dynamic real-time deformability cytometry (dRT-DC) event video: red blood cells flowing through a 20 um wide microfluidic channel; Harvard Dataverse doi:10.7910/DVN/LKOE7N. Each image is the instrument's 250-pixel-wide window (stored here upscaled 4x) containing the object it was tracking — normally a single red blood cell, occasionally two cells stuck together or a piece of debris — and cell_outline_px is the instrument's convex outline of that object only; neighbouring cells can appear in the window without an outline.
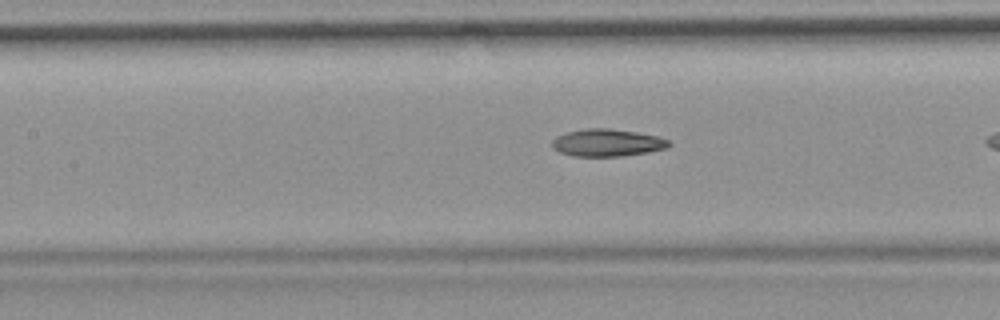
{"species": "common noctule bat (a hibernating species)", "species_latin": "Nyctalus noctula", "temperature_condition": "room temperature", "stored_images_in_passage": 13, "camera_frame_rate_fps": 3000, "um_per_image_px": 0.085, "animal": {"sex": "female", "body_mass_g": 19.9}, "frame": {"image": 1, "passage_image": 8, "time_ms": 2.333, "image_size_px": [1000, 320], "cell_outline_px": [[672, 144], [668, 148], [648, 152], [624, 156], [572, 156], [560, 152], [552, 148], [552, 140], [556, 136], [568, 132], [584, 128], [608, 128], [636, 132], [660, 136], [668, 140]], "centroid_in_image_um": [51.63, 12.13], "position_along_channel_um": 155.8, "area_um2": 18.79}}